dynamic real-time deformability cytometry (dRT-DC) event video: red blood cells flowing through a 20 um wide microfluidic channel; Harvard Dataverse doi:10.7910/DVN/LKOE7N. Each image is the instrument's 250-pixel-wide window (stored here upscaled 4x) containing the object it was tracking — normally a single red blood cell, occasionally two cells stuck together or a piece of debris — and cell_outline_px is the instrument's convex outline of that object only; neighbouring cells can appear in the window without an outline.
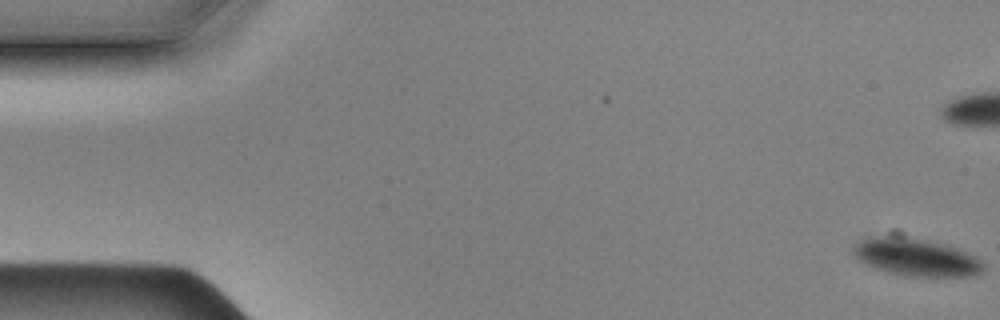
{"species": "Egyptian fruit bat (a non-hibernating species)", "species_latin": "Rousettus aegyptiacus", "temperature_condition": "cold", "stored_images_in_passage": 59, "camera_frame_rate_fps": 3000, "um_per_image_px": 0.085, "animal": {"sex": "male"}, "frame": {"image": 1, "passage_image": 1, "time_ms": 0.0, "image_size_px": [1000, 320], "cell_outline_px": [[984, 268], [980, 272], [972, 276], [904, 276], [888, 272], [876, 268], [860, 260], [852, 252], [852, 248], [860, 240], [892, 228], [900, 228], [956, 248], [980, 260], [984, 264]], "centroid_in_image_um": [77.76, 21.71], "position_along_channel_um": 7.2, "area_um2": 30.35}}
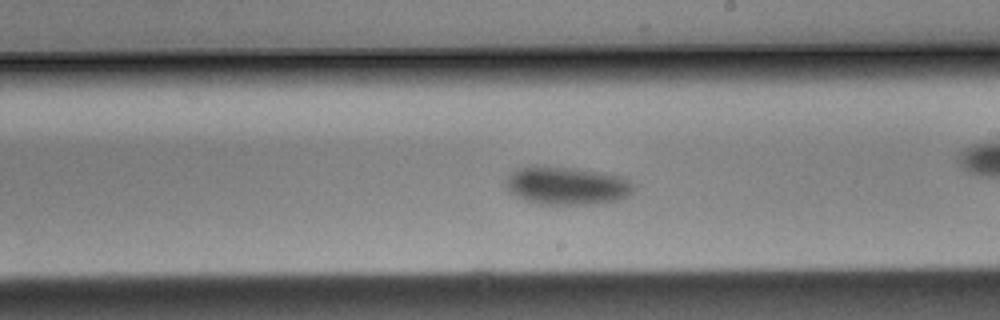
{"frame": {"image": 2, "passage_image": 33, "time_ms": 10.667, "image_size_px": [1000, 320], "cell_outline_px": [[632, 192], [628, 196], [616, 200], [600, 204], [540, 204], [524, 200], [508, 192], [508, 176], [512, 172], [520, 168], [532, 164], [540, 164], [576, 168], [624, 176], [632, 184]], "centroid_in_image_um": [48.17, 15.76], "position_along_channel_um": 240.8, "area_um2": 28.61}}
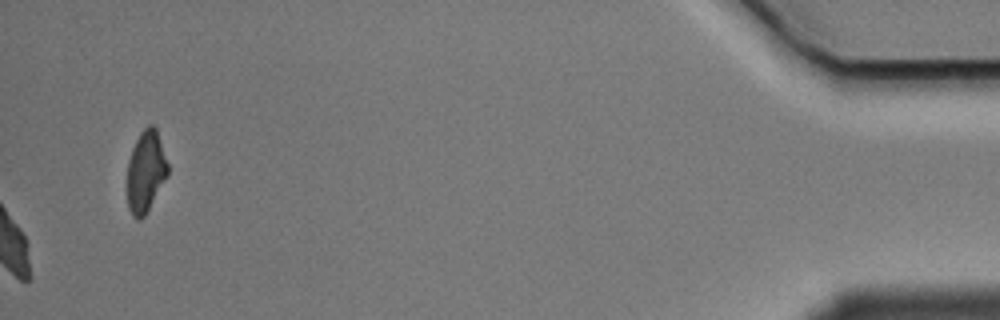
{"frame": {"image": 3, "passage_image": 59, "time_ms": 19.333, "image_size_px": [1000, 320], "cell_outline_px": [[168, 176], [144, 216], [140, 220], [136, 220], [132, 216], [128, 208], [128, 160], [132, 148], [140, 132], [148, 124], [152, 124], [156, 128], [168, 164]], "centroid_in_image_um": [12.39, 14.58], "position_along_channel_um": 422.8, "area_um2": 19.25}}